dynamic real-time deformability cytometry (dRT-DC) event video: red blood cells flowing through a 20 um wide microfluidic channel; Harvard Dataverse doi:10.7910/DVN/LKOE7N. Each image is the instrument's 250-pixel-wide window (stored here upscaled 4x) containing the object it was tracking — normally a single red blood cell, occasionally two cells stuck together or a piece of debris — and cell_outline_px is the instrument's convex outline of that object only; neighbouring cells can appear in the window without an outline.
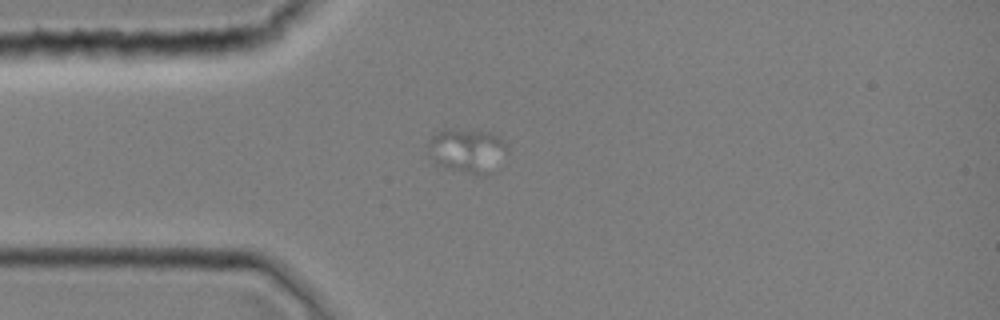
{"species": "common noctule bat (a hibernating species)", "species_latin": "Nyctalus noctula", "temperature_condition": "room temperature", "stored_images_in_passage": 10, "camera_frame_rate_fps": 3000, "um_per_image_px": 0.085, "animal": {"sex": "female", "body_mass_g": 19.0, "forearm_length_mm": 51.5}, "frame": {"image": 1, "passage_image": 1, "time_ms": 0.0, "image_size_px": [1000, 320], "cell_outline_px": [[508, 152], [484, 176], [480, 176], [432, 164], [428, 156], [428, 140], [436, 132], [452, 128], [492, 132], [500, 136], [508, 148]], "centroid_in_image_um": [39.66, 12.78], "position_along_channel_um": 45.3, "area_um2": 20.69}}
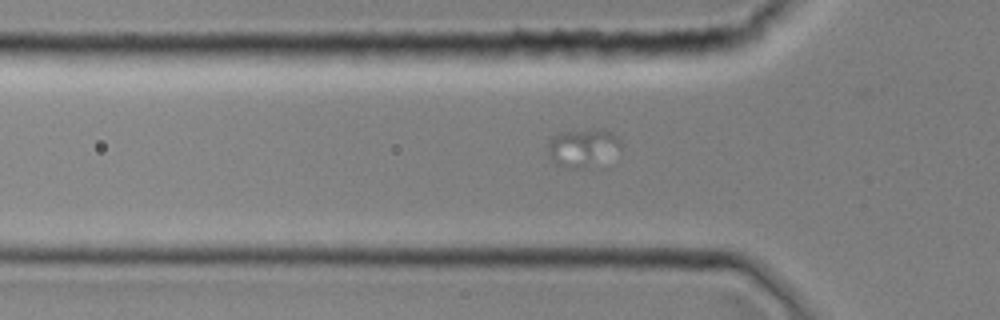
{"frame": {"image": 2, "passage_image": 4, "time_ms": 1.0, "image_size_px": [1000, 320], "cell_outline_px": [[620, 148], [588, 168], [568, 168], [556, 164], [552, 160], [548, 152], [548, 140], [552, 136], [560, 132], [592, 128], [604, 128], [612, 132], [620, 140]], "centroid_in_image_um": [49.48, 12.51], "position_along_channel_um": 76.3, "area_um2": 16.13}}
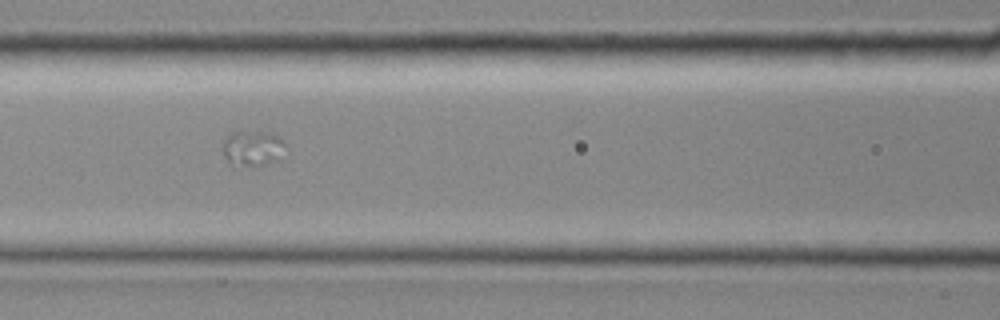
{"frame": {"image": 3, "passage_image": 9, "time_ms": 2.667, "image_size_px": [1000, 320], "cell_outline_px": [[284, 144], [276, 160], [256, 168], [232, 168], [228, 164], [224, 156], [224, 140], [232, 132], [264, 132], [280, 136]], "centroid_in_image_um": [21.39, 12.68], "position_along_channel_um": 145.2, "area_um2": 13.12}}